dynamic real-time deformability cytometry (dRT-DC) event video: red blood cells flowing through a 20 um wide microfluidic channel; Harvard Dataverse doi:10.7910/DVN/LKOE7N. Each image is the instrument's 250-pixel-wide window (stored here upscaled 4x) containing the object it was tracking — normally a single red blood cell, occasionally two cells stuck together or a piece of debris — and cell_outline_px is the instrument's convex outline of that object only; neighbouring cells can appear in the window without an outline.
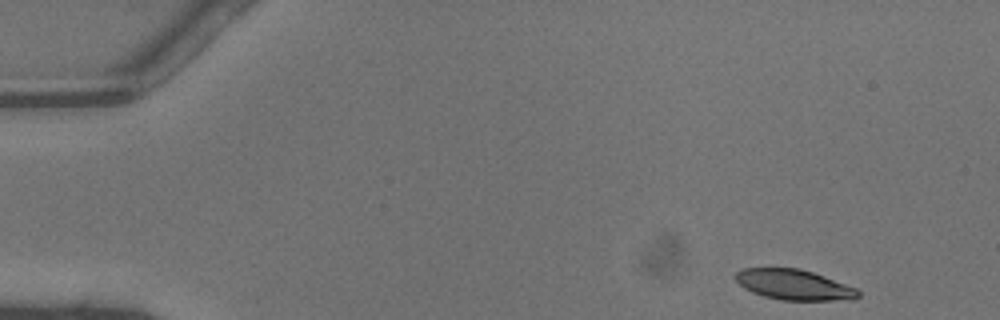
{"species": "common noctule bat (a hibernating species)", "species_latin": "Nyctalus noctula", "temperature_condition": "warm", "stored_images_in_passage": 36, "camera_frame_rate_fps": 3000, "um_per_image_px": 0.085, "animal": {"sex": "male", "body_mass_g": 13.3}, "frame": {"image": 1, "passage_image": 1, "time_ms": 0.0, "image_size_px": [1000, 320], "cell_outline_px": [[860, 296], [832, 300], [780, 300], [764, 296], [752, 292], [744, 288], [732, 276], [736, 272], [744, 268], [800, 268], [824, 276], [856, 288], [860, 292]], "centroid_in_image_um": [67.41, 24.18], "position_along_channel_um": 17.6, "area_um2": 21.44}}
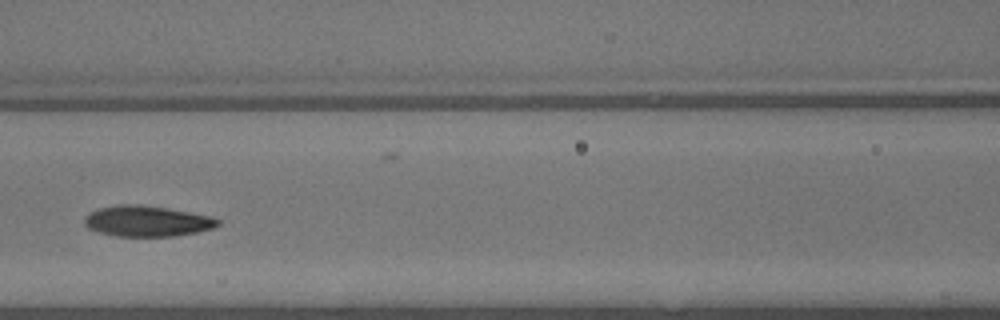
{"frame": {"image": 2, "passage_image": 18, "time_ms": 5.667, "image_size_px": [1000, 320], "cell_outline_px": [[220, 224], [212, 228], [196, 232], [176, 236], [116, 236], [100, 232], [88, 228], [84, 224], [84, 220], [92, 212], [100, 208], [120, 204], [140, 204], [168, 208], [212, 216], [220, 220]], "centroid_in_image_um": [12.54, 18.79], "position_along_channel_um": 154.1, "area_um2": 23.76}}
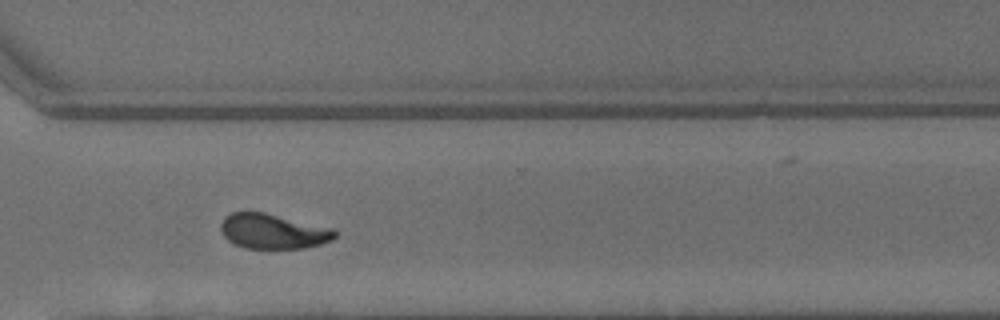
{"frame": {"image": 3, "passage_image": 31, "time_ms": 10.0, "image_size_px": [1000, 320], "cell_outline_px": [[336, 236], [332, 240], [320, 244], [304, 248], [244, 248], [228, 240], [220, 232], [220, 224], [224, 216], [232, 212], [264, 212], [336, 228]], "centroid_in_image_um": [23.22, 19.65], "position_along_channel_um": 347.4, "area_um2": 23.47}, "authors_computed_cell_mechanics": {"area_um2": 23.8136, "velocity_mm_per_s": 4.4817, "shape_relaxation_time_tau1_ms": 3.6444, "shape_relaxation_time_tau2_ms": 1.8655, "deformation_change_tau1": 0.1605, "deformation_change_tau2": 0.0856}}